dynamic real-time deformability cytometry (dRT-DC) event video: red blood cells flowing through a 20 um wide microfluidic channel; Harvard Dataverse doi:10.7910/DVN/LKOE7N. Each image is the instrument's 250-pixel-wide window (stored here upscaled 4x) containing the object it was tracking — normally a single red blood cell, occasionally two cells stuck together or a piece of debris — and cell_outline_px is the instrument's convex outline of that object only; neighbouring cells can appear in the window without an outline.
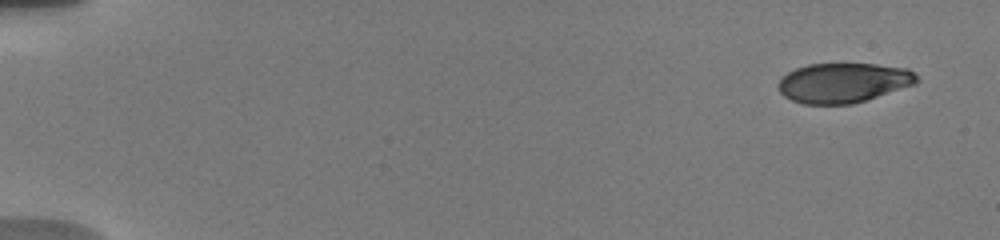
{"species": "human", "species_latin": "Homo sapiens", "temperature_condition": "warm", "stored_images_in_passage": 6, "camera_frame_rate_fps": 3000, "um_per_image_px": 0.085, "donor": {"sex": "male"}, "frame": {"image": 1, "passage_image": 1, "time_ms": 0.0, "image_size_px": [1000, 240], "cell_outline_px": [[920, 80], [916, 84], [852, 104], [804, 104], [792, 100], [784, 96], [780, 92], [776, 84], [788, 72], [796, 68], [808, 64], [876, 64], [908, 68]], "centroid_in_image_um": [71.68, 7.03], "position_along_channel_um": 13.3, "area_um2": 32.02}}
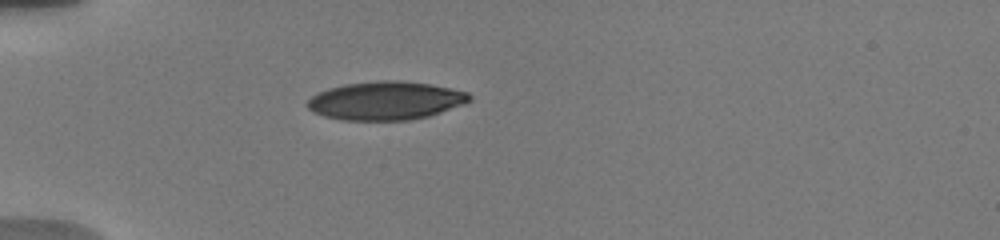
{"frame": {"image": 2, "passage_image": 5, "time_ms": 4.667, "image_size_px": [1000, 240], "cell_outline_px": [[472, 100], [464, 104], [428, 116], [408, 120], [344, 120], [324, 116], [312, 112], [308, 108], [308, 100], [316, 92], [328, 88], [344, 84], [376, 80], [400, 80], [428, 84], [468, 92], [472, 96]], "centroid_in_image_um": [32.76, 8.55], "position_along_channel_um": 52.2, "area_um2": 36.3}}